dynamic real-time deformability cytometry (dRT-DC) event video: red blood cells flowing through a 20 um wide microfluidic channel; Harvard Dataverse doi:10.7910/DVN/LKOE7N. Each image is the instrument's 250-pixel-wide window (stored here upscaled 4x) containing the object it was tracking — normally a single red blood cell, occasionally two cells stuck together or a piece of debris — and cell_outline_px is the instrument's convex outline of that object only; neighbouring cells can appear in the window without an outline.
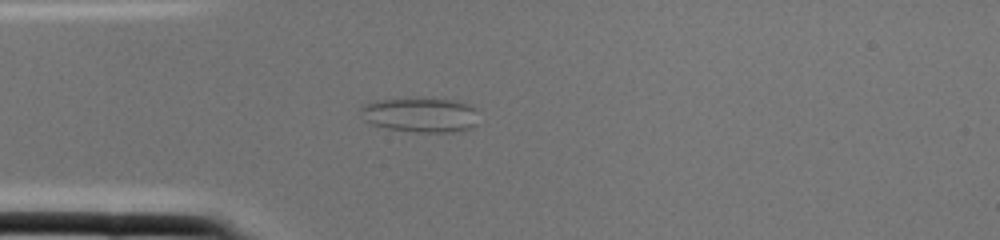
{"species": "common noctule bat (a hibernating species)", "species_latin": "Nyctalus noctula", "temperature_condition": "cold", "stored_images_in_passage": 1, "camera_frame_rate_fps": 3000, "um_per_image_px": 0.085, "animal": {"sex": "female", "body_mass_g": 22.0, "forearm_length_mm": 56.7}, "frame": {"image": 1, "passage_image": 1, "time_ms": 0.0, "image_size_px": [1000, 240], "cell_outline_px": [[476, 124], [472, 128], [452, 132], [416, 132], [388, 128], [372, 124], [364, 120], [360, 112], [360, 104], [376, 100], [456, 100], [468, 104], [476, 108]], "centroid_in_image_um": [35.72, 9.78], "position_along_channel_um": 49.3, "area_um2": 23.47}}